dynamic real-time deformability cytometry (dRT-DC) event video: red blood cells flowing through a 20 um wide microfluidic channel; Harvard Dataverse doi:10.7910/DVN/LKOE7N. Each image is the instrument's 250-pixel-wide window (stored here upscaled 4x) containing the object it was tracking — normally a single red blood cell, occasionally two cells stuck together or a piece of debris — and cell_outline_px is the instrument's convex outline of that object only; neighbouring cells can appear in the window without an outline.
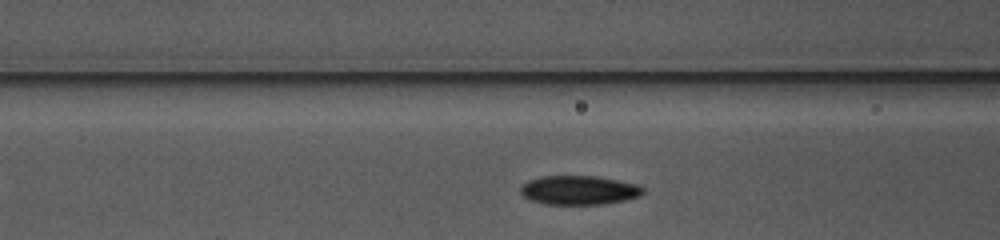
{"species": "common noctule bat (a hibernating species)", "species_latin": "Nyctalus noctula", "temperature_condition": "warm", "stored_images_in_passage": 25, "camera_frame_rate_fps": 3000, "um_per_image_px": 0.085, "animal": {"sex": "female", "body_mass_g": 10.0, "forearm_length_mm": 53.1}, "frame": {"image": 1, "passage_image": 5, "time_ms": 1.333, "image_size_px": [1000, 240], "cell_outline_px": [[644, 192], [640, 196], [624, 200], [604, 204], [544, 204], [528, 200], [520, 192], [520, 188], [528, 180], [544, 176], [596, 176], [636, 184], [644, 188]], "centroid_in_image_um": [49.2, 16.17], "position_along_channel_um": 117.4, "area_um2": 20.69}}
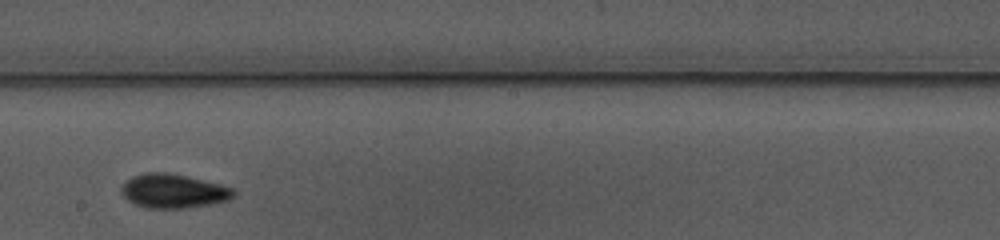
{"frame": {"image": 2, "passage_image": 14, "time_ms": 4.333, "image_size_px": [1000, 240], "cell_outline_px": [[236, 192], [228, 200], [208, 204], [184, 208], [148, 208], [136, 204], [128, 200], [120, 192], [120, 188], [132, 176], [148, 172], [164, 172], [188, 176], [220, 184], [232, 188]], "centroid_in_image_um": [14.72, 16.23], "position_along_channel_um": 233.5, "area_um2": 22.02}}
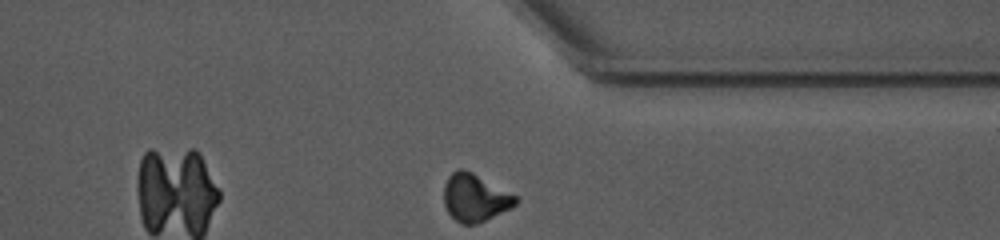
{"frame": {"image": 3, "passage_image": 25, "time_ms": 8.0, "image_size_px": [1000, 240], "cell_outline_px": [[520, 200], [512, 208], [476, 224], [460, 224], [448, 212], [444, 204], [444, 184], [448, 176], [456, 168], [464, 168], [472, 172], [516, 196]], "centroid_in_image_um": [40.36, 16.8], "position_along_channel_um": 371.0, "area_um2": 19.88}, "authors_computed_cell_mechanics": {"area_um2": 20.9236, "velocity_mm_per_s": 3.8569, "shape_relaxation_time_tau1_ms": 3.7942, "shape_relaxation_time_tau2_ms": null, "deformation_change_tau1": 0.1186, "deformation_change_tau2": null}}